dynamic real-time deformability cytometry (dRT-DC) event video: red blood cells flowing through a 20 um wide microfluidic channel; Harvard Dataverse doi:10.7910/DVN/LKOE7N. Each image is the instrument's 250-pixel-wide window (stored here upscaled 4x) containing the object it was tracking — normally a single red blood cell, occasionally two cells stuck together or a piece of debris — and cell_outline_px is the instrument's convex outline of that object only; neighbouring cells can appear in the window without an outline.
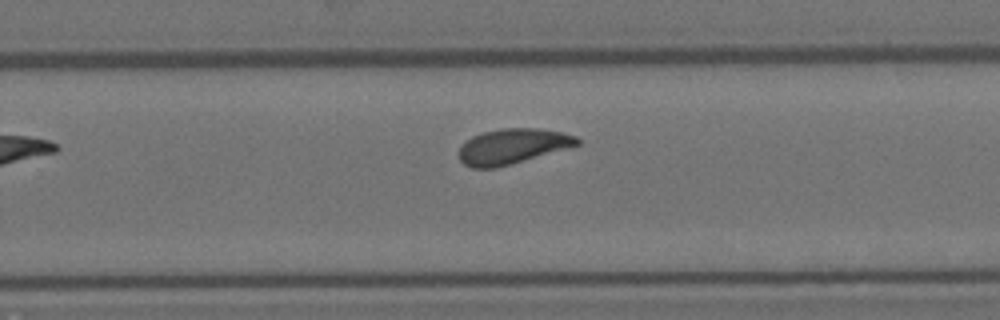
{"species": "Egyptian fruit bat (a non-hibernating species)", "species_latin": "Rousettus aegyptiacus", "temperature_condition": "room temperature", "stored_images_in_passage": 8, "camera_frame_rate_fps": 3000, "um_per_image_px": 0.085, "animal": {"sex": "female"}, "frame": {"image": 1, "passage_image": 7, "time_ms": 2.0, "image_size_px": [1000, 320], "cell_outline_px": [[580, 144], [512, 164], [496, 168], [472, 168], [464, 164], [460, 160], [460, 144], [472, 136], [484, 132], [500, 128], [536, 128], [564, 132], [576, 136], [580, 140]], "centroid_in_image_um": [43.55, 12.43], "position_along_channel_um": 286.3, "area_um2": 24.28}}
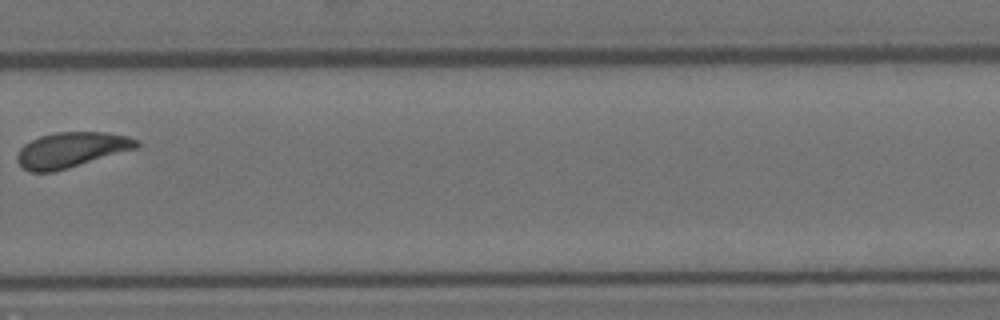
{"frame": {"image": 2, "passage_image": 8, "time_ms": 2.333, "image_size_px": [1000, 320], "cell_outline_px": [[140, 144], [136, 148], [68, 168], [52, 172], [28, 172], [16, 160], [16, 156], [20, 148], [24, 144], [40, 136], [56, 132], [104, 132], [128, 136], [140, 140]], "centroid_in_image_um": [6.05, 12.73], "position_along_channel_um": 323.8, "area_um2": 24.45}}